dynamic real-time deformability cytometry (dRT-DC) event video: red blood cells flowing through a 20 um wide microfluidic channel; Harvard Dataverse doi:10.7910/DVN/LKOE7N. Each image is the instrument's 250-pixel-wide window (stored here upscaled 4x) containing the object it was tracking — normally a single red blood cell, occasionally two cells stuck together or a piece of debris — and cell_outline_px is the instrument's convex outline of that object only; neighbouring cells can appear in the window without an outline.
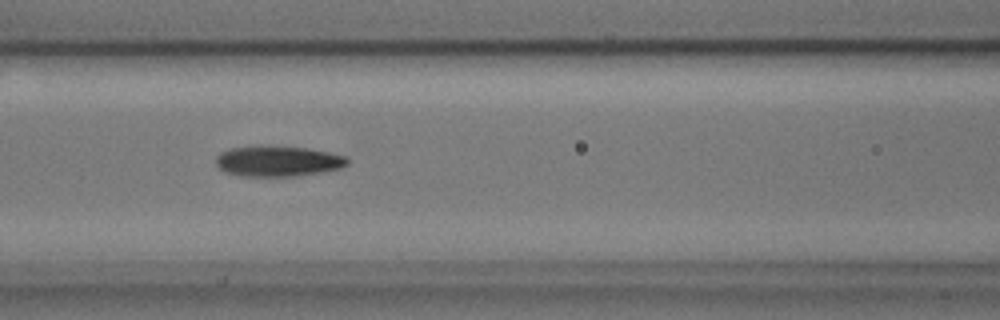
{"species": "common noctule bat (a hibernating species)", "species_latin": "Nyctalus noctula", "temperature_condition": "cold", "stored_images_in_passage": 40, "camera_frame_rate_fps": 3000, "um_per_image_px": 0.085, "animal": {"sex": "male", "body_mass_g": 17.9, "forearm_length_mm": 54.2}, "frame": {"image": 1, "passage_image": 15, "time_ms": 4.667, "image_size_px": [1000, 320], "cell_outline_px": [[348, 164], [340, 168], [320, 172], [296, 176], [240, 176], [224, 172], [216, 164], [216, 156], [220, 152], [228, 148], [260, 144], [308, 148], [348, 156]], "centroid_in_image_um": [23.58, 13.67], "position_along_channel_um": 143.0, "area_um2": 23.93}}
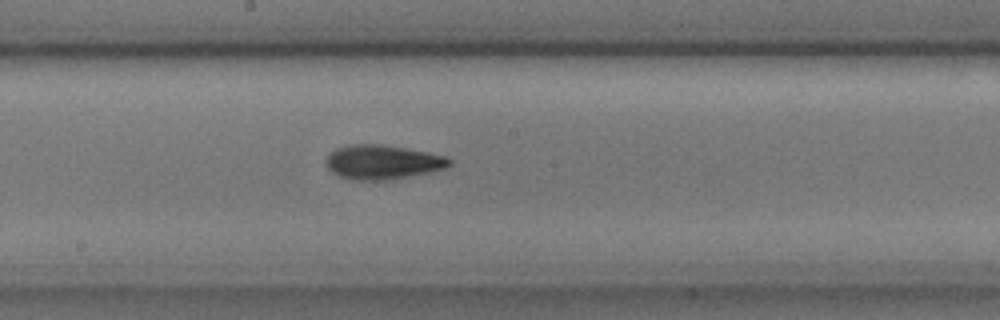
{"frame": {"image": 2, "passage_image": 21, "time_ms": 6.667, "image_size_px": [1000, 320], "cell_outline_px": [[452, 164], [448, 168], [408, 176], [384, 180], [348, 180], [336, 176], [328, 168], [328, 156], [336, 148], [348, 144], [376, 144], [404, 148], [428, 152], [448, 156], [452, 160]], "centroid_in_image_um": [32.54, 13.78], "position_along_channel_um": 215.7, "area_um2": 24.62}}
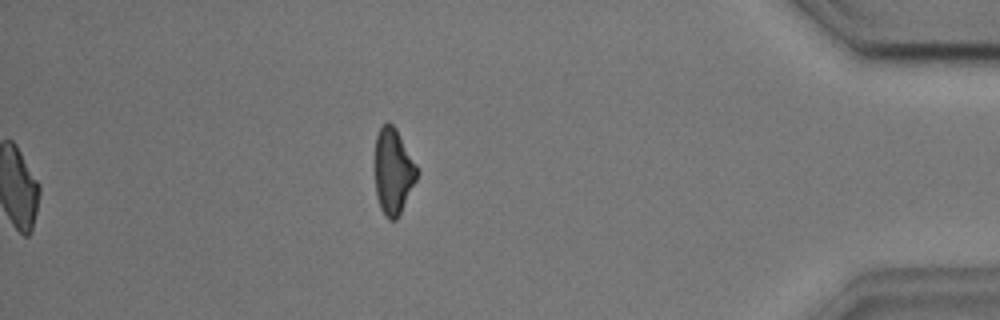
{"frame": {"image": 3, "passage_image": 40, "time_ms": 13.0, "image_size_px": [1000, 320], "cell_outline_px": [[420, 172], [396, 220], [388, 220], [384, 216], [380, 208], [376, 196], [376, 136], [380, 128], [388, 120], [396, 128], [416, 164]], "centroid_in_image_um": [33.43, 14.57], "position_along_channel_um": 401.8, "area_um2": 20.87}, "authors_computed_cell_mechanics": {"area_um2": 22.8021, "velocity_mm_per_s": 3.6408, "shape_relaxation_time_tau1_ms": 2.9166, "shape_relaxation_time_tau2_ms": 4.1251, "deformation_change_tau1": 0.1285, "deformation_change_tau2": 0.1272}}